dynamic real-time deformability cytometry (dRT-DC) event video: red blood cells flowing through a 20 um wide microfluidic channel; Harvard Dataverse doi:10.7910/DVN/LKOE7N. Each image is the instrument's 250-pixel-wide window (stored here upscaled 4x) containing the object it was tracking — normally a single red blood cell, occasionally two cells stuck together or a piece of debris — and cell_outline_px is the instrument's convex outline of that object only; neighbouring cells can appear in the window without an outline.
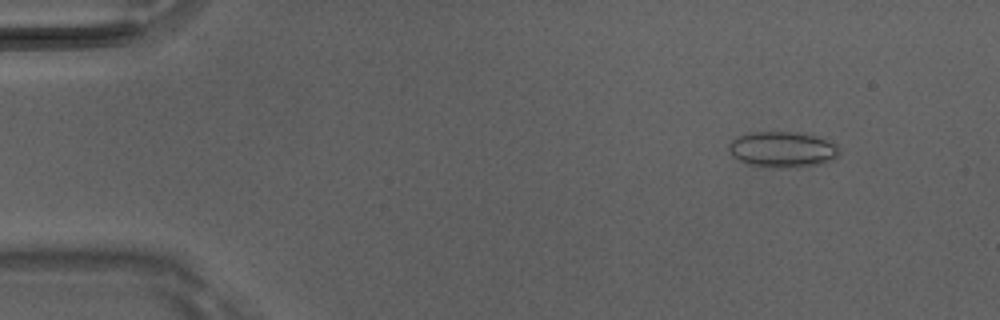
{"species": "Egyptian fruit bat (a non-hibernating species)", "species_latin": "Rousettus aegyptiacus", "temperature_condition": "room temperature", "stored_images_in_passage": 5, "camera_frame_rate_fps": 3000, "um_per_image_px": 0.085, "animal": {"sex": "male"}, "frame": {"image": 1, "passage_image": 2, "time_ms": 0.333, "image_size_px": [1000, 320], "cell_outline_px": [[840, 152], [836, 160], [824, 164], [748, 164], [732, 156], [728, 148], [728, 144], [732, 140], [740, 136], [752, 132], [796, 132], [816, 136], [836, 144]], "centroid_in_image_um": [66.55, 12.64], "position_along_channel_um": 18.5, "area_um2": 21.96}}